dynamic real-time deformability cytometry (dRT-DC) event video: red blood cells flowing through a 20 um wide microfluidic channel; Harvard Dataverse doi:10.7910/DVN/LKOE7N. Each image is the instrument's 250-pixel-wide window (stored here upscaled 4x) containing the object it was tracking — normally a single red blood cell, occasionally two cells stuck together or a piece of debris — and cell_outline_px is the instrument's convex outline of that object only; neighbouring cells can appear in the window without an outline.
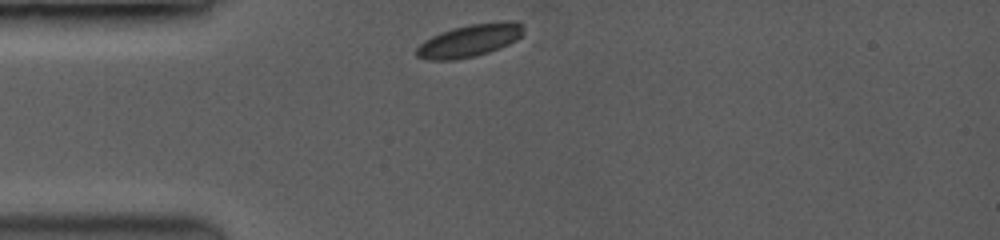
{"species": "common noctule bat (a hibernating species)", "species_latin": "Nyctalus noctula", "temperature_condition": "room temperature", "stored_images_in_passage": 7, "camera_frame_rate_fps": 3500, "um_per_image_px": 0.085, "animal": {"sex": "female", "body_mass_g": 19.0, "forearm_length_mm": 53.3}, "frame": {"image": 1, "passage_image": 1, "time_ms": 0.0, "image_size_px": [1000, 240], "cell_outline_px": [[524, 32], [516, 40], [508, 44], [488, 52], [472, 56], [452, 60], [428, 60], [416, 56], [416, 48], [424, 40], [440, 32], [452, 28], [468, 24], [500, 20], [516, 20], [524, 24]], "centroid_in_image_um": [39.94, 3.41], "position_along_channel_um": 45.1, "area_um2": 20.52}}
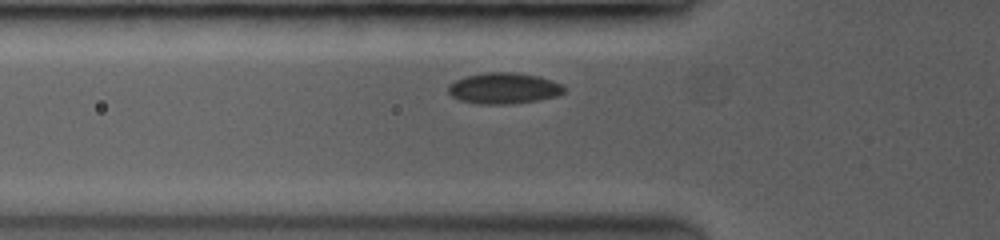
{"frame": {"image": 2, "passage_image": 4, "time_ms": 1.429, "image_size_px": [1000, 240], "cell_outline_px": [[564, 92], [556, 96], [536, 100], [508, 104], [480, 104], [460, 100], [452, 96], [448, 92], [448, 84], [464, 76], [484, 72], [516, 72], [536, 76], [552, 80], [560, 84], [564, 88]], "centroid_in_image_um": [42.77, 7.49], "position_along_channel_um": 83.0, "area_um2": 20.87}}